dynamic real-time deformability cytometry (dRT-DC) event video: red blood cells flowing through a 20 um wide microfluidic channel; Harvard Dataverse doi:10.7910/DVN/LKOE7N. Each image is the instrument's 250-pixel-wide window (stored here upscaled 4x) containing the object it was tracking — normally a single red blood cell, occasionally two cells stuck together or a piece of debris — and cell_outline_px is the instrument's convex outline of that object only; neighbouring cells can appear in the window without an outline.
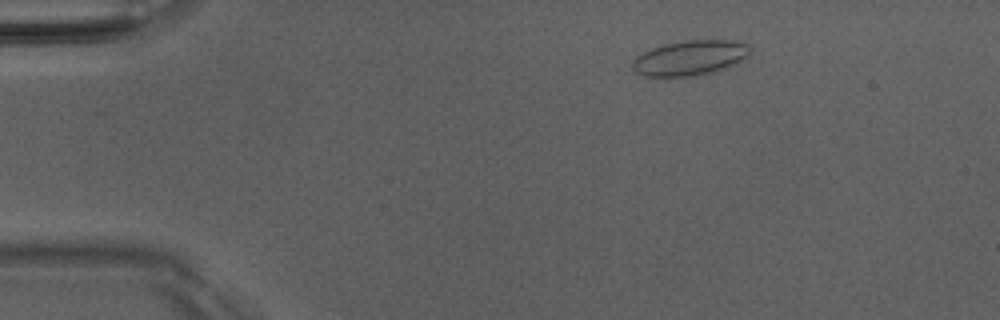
{"species": "Egyptian fruit bat (a non-hibernating species)", "species_latin": "Rousettus aegyptiacus", "temperature_condition": "room temperature", "stored_images_in_passage": 45, "camera_frame_rate_fps": 3000, "um_per_image_px": 0.085, "animal": {"sex": "male"}, "frame": {"image": 1, "passage_image": 7, "time_ms": 2.0, "image_size_px": [1000, 320], "cell_outline_px": [[752, 48], [748, 56], [744, 60], [736, 64], [716, 72], [692, 76], [644, 76], [636, 72], [632, 68], [632, 60], [636, 56], [652, 48], [664, 44], [684, 40], [736, 40], [748, 44]], "centroid_in_image_um": [58.7, 4.91], "position_along_channel_um": 26.3, "area_um2": 24.33}}
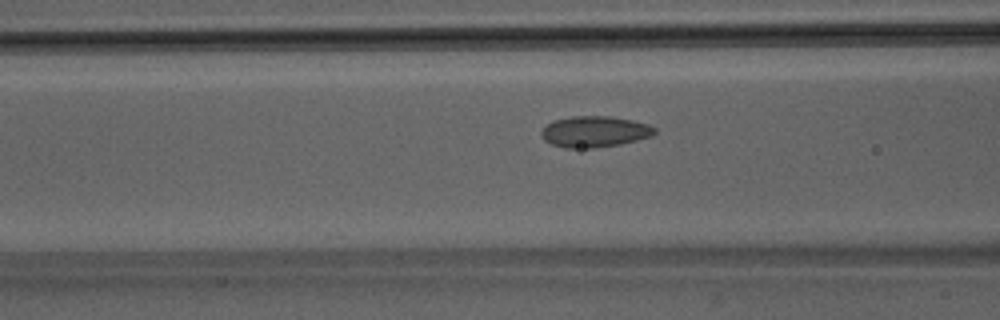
{"frame": {"image": 2, "passage_image": 19, "time_ms": 6.0, "image_size_px": [1000, 320], "cell_outline_px": [[656, 132], [652, 136], [620, 144], [596, 148], [564, 148], [552, 144], [544, 140], [540, 132], [552, 120], [572, 116], [612, 116], [632, 120], [648, 124], [656, 128]], "centroid_in_image_um": [50.54, 11.19], "position_along_channel_um": 116.1, "area_um2": 20.63}}
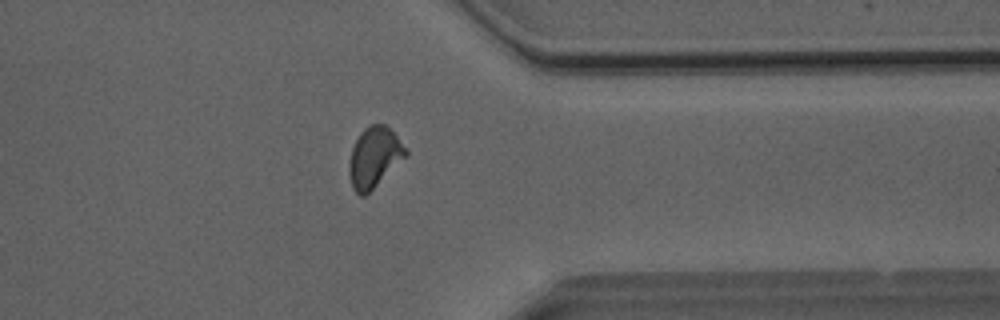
{"frame": {"image": 3, "passage_image": 39, "time_ms": 12.667, "image_size_px": [1000, 320], "cell_outline_px": [[408, 156], [364, 196], [360, 196], [352, 188], [348, 172], [348, 164], [352, 148], [360, 132], [368, 124], [384, 124], [396, 136], [408, 152]], "centroid_in_image_um": [31.79, 13.37], "position_along_channel_um": 379.6, "area_um2": 19.83}}